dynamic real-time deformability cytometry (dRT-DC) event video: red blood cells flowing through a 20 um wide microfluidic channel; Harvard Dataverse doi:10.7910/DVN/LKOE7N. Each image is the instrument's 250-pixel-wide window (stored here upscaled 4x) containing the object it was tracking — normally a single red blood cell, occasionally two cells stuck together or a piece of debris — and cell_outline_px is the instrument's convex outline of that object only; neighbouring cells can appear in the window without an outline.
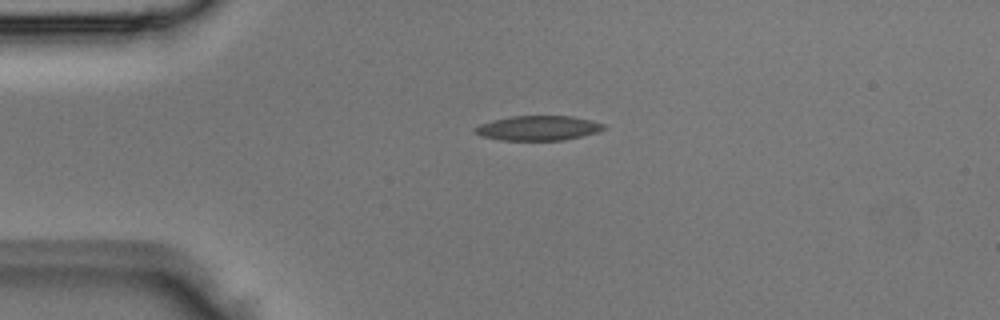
{"species": "Egyptian fruit bat (a non-hibernating species)", "species_latin": "Rousettus aegyptiacus", "temperature_condition": "room temperature", "stored_images_in_passage": 3, "camera_frame_rate_fps": 3000, "um_per_image_px": 0.085, "animal": {"sex": "male"}, "frame": {"image": 1, "passage_image": 1, "time_ms": 0.0, "image_size_px": [1000, 320], "cell_outline_px": [[604, 128], [596, 132], [564, 140], [500, 140], [480, 136], [472, 128], [480, 124], [492, 120], [512, 116], [572, 116], [592, 120], [604, 124]], "centroid_in_image_um": [45.7, 10.88], "position_along_channel_um": 39.3, "area_um2": 18.44}}
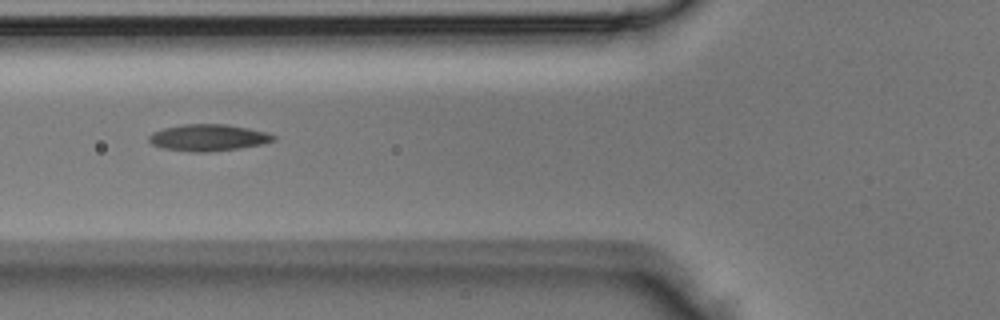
{"frame": {"image": 2, "passage_image": 3, "time_ms": 0.667, "image_size_px": [1000, 320], "cell_outline_px": [[276, 140], [264, 144], [240, 148], [208, 152], [188, 152], [160, 148], [152, 144], [148, 140], [148, 136], [152, 132], [164, 128], [184, 124], [228, 124], [268, 132], [276, 136]], "centroid_in_image_um": [17.71, 11.7], "position_along_channel_um": 108.1, "area_um2": 19.65}}